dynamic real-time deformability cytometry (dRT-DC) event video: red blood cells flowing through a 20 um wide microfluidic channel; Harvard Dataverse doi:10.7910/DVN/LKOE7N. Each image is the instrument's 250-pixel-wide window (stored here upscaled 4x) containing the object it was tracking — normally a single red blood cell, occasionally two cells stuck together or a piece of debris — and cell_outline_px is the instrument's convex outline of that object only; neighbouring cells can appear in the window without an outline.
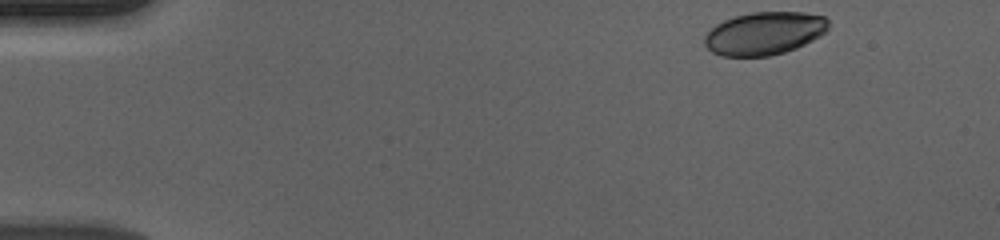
{"species": "human", "species_latin": "Homo sapiens", "temperature_condition": "cold", "stored_images_in_passage": 51, "camera_frame_rate_fps": 3000, "um_per_image_px": 0.085, "donor": {"sex": "male"}, "frame": {"image": 1, "passage_image": 1, "time_ms": 0.0, "image_size_px": [1000, 240], "cell_outline_px": [[828, 28], [820, 36], [796, 48], [784, 52], [768, 56], [720, 56], [712, 52], [704, 44], [704, 36], [716, 24], [724, 20], [736, 16], [752, 12], [804, 12], [824, 16], [828, 20]], "centroid_in_image_um": [64.96, 2.83], "position_along_channel_um": 20.0, "area_um2": 30.92}}
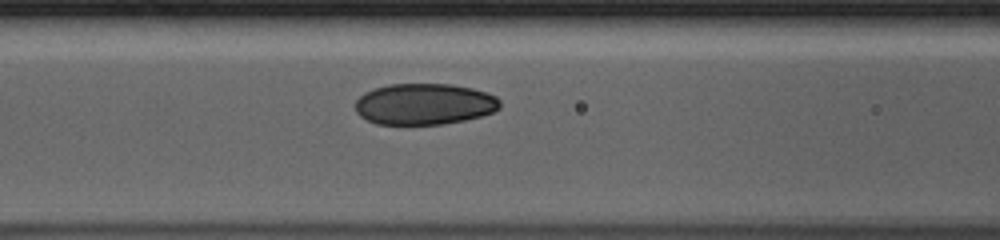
{"frame": {"image": 2, "passage_image": 19, "time_ms": 6.0, "image_size_px": [1000, 240], "cell_outline_px": [[500, 108], [492, 112], [480, 116], [464, 120], [444, 124], [376, 124], [360, 116], [356, 112], [356, 100], [364, 92], [388, 84], [452, 84], [472, 88], [496, 96], [500, 100]], "centroid_in_image_um": [36.06, 8.84], "position_along_channel_um": 130.5, "area_um2": 34.74}}
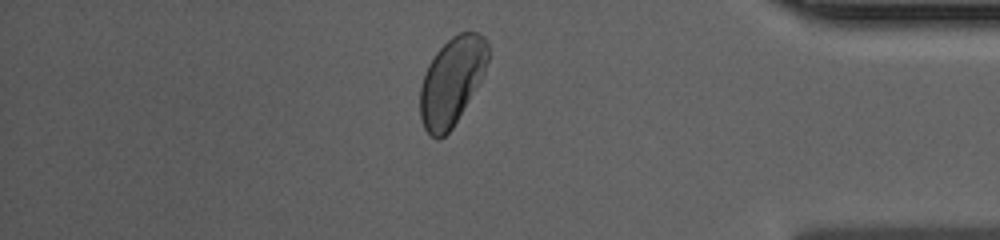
{"frame": {"image": 3, "passage_image": 43, "time_ms": 14.0, "image_size_px": [1000, 240], "cell_outline_px": [[488, 60], [484, 72], [480, 80], [452, 128], [444, 136], [436, 140], [424, 128], [420, 116], [420, 88], [428, 64], [436, 52], [452, 36], [460, 32], [476, 32], [484, 36], [488, 44]], "centroid_in_image_um": [38.39, 6.89], "position_along_channel_um": 396.8, "area_um2": 34.28}, "authors_computed_cell_mechanics": {"area_um2": 34.7956, "velocity_mm_per_s": 3.6657, "shape_relaxation_time_tau1_ms": 3.8017, "shape_relaxation_time_tau2_ms": 1.1416, "deformation_change_tau1": 0.1089, "deformation_change_tau2": 0.0393}}